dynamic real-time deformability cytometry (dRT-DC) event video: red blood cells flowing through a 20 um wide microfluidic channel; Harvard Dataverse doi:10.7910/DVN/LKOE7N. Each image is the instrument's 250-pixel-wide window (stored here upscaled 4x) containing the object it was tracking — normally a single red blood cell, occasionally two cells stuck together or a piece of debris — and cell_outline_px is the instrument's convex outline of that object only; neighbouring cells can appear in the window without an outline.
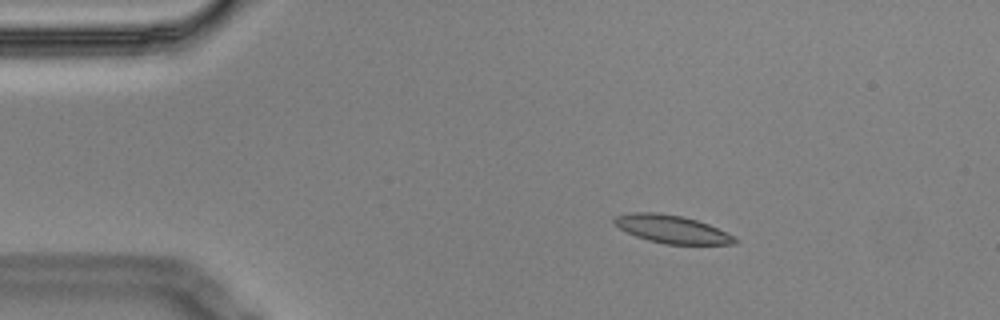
{"species": "Egyptian fruit bat (a non-hibernating species)", "species_latin": "Rousettus aegyptiacus", "temperature_condition": "cold", "stored_images_in_passage": 5, "camera_frame_rate_fps": 3000, "um_per_image_px": 0.085, "animal": {"sex": "male"}, "frame": {"image": 1, "passage_image": 3, "time_ms": 0.667, "image_size_px": [1000, 320], "cell_outline_px": [[740, 240], [736, 244], [664, 244], [648, 240], [636, 236], [620, 228], [612, 220], [616, 216], [632, 212], [660, 212], [680, 216], [696, 220], [708, 224], [736, 236]], "centroid_in_image_um": [57.16, 19.48], "position_along_channel_um": 27.8, "area_um2": 19.59}}